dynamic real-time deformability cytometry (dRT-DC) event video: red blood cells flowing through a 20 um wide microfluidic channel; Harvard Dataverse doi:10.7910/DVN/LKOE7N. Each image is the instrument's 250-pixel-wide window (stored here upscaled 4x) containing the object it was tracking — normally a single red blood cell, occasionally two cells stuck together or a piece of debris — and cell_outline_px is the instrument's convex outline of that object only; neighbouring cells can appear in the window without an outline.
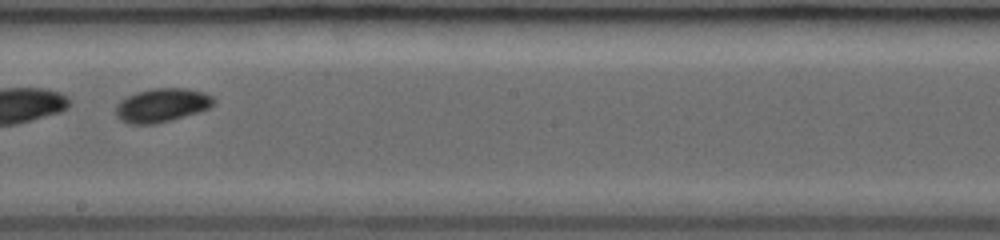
{"species": "common noctule bat (a hibernating species)", "species_latin": "Nyctalus noctula", "temperature_condition": "room temperature", "stored_images_in_passage": 19, "segment_of_instrument_passage": [2, 2], "camera_frame_rate_fps": 3000, "um_per_image_px": 0.085, "animal": {"sex": "female", "body_mass_g": 19.0, "forearm_length_mm": 53.3}, "frame": {"image": 1, "passage_image": 14, "time_ms": 6.667, "image_size_px": [1000, 240], "cell_outline_px": [[216, 100], [208, 108], [196, 112], [156, 124], [128, 124], [120, 120], [116, 116], [116, 104], [120, 100], [136, 92], [152, 88], [188, 88], [204, 92], [212, 96]], "centroid_in_image_um": [13.72, 8.93], "position_along_channel_um": 234.5, "area_um2": 19.19}}
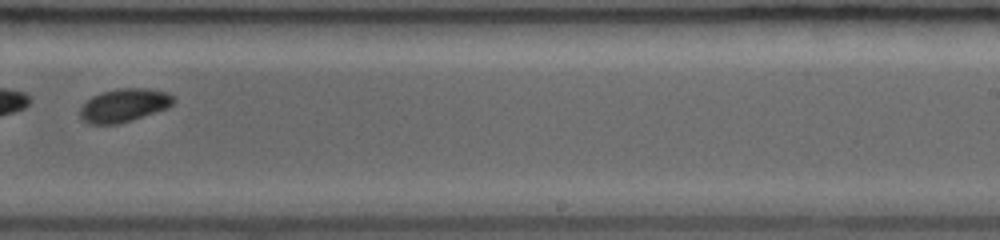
{"frame": {"image": 2, "passage_image": 16, "time_ms": 7.667, "image_size_px": [1000, 240], "cell_outline_px": [[176, 100], [168, 108], [120, 124], [88, 124], [80, 116], [80, 108], [92, 96], [100, 92], [120, 88], [148, 88], [168, 92]], "centroid_in_image_um": [10.56, 8.95], "position_along_channel_um": 278.4, "area_um2": 18.21}}
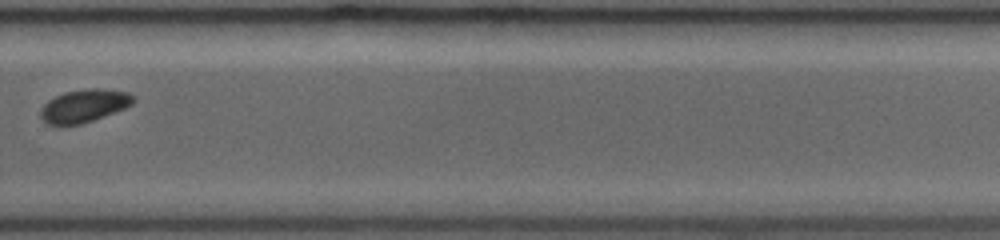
{"frame": {"image": 3, "passage_image": 18, "time_ms": 8.667, "image_size_px": [1000, 240], "cell_outline_px": [[136, 100], [132, 104], [124, 108], [92, 120], [80, 124], [60, 128], [48, 124], [40, 116], [40, 108], [48, 100], [64, 92], [92, 88], [100, 88], [128, 92], [136, 96]], "centroid_in_image_um": [7.12, 9.01], "position_along_channel_um": 322.7, "area_um2": 18.03}}